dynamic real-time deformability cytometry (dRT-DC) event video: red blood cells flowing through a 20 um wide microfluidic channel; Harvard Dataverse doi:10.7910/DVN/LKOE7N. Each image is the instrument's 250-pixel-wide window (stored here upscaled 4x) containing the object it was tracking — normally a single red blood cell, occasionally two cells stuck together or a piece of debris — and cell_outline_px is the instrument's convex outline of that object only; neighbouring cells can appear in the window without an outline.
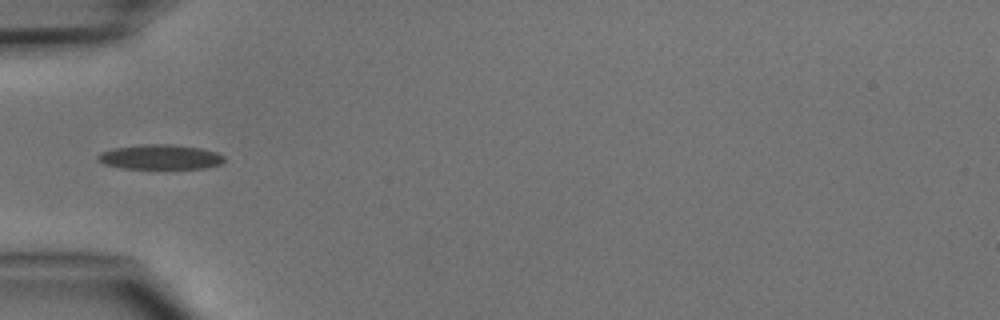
{"species": "common noctule bat (a hibernating species)", "species_latin": "Nyctalus noctula", "temperature_condition": "cold", "stored_images_in_passage": 4, "camera_frame_rate_fps": 3000, "um_per_image_px": 0.085, "animal": {"sex": "male", "body_mass_g": 15.6}, "frame": {"image": 1, "passage_image": 3, "time_ms": 3.333, "image_size_px": [1000, 320], "cell_outline_px": [[224, 160], [220, 164], [204, 168], [124, 168], [104, 164], [96, 160], [96, 156], [100, 152], [112, 148], [140, 144], [172, 144], [200, 148], [216, 152], [224, 156]], "centroid_in_image_um": [13.57, 13.33], "position_along_channel_um": 71.4, "area_um2": 18.26}}